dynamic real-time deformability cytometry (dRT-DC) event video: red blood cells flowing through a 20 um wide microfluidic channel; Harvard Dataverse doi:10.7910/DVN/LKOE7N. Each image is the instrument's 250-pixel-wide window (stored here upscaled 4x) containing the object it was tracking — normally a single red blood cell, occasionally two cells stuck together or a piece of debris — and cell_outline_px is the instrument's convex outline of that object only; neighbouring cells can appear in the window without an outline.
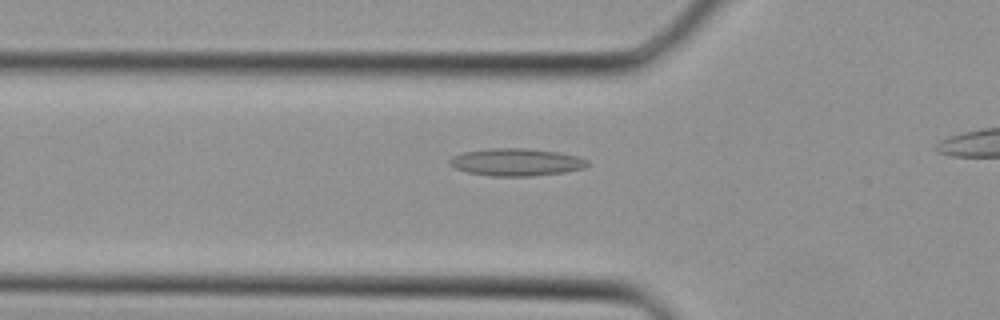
{"species": "Egyptian fruit bat (a non-hibernating species)", "species_latin": "Rousettus aegyptiacus", "temperature_condition": "cold", "stored_images_in_passage": 19, "camera_frame_rate_fps": 3000, "um_per_image_px": 0.085, "animal": {"sex": "female"}, "frame": {"image": 1, "passage_image": 8, "time_ms": 2.333, "image_size_px": [1000, 320], "cell_outline_px": [[588, 164], [584, 168], [564, 172], [532, 176], [492, 176], [468, 172], [456, 168], [448, 164], [448, 160], [452, 156], [464, 152], [488, 148], [528, 148], [560, 152], [580, 156], [588, 160]], "centroid_in_image_um": [43.9, 13.77], "position_along_channel_um": 81.9, "area_um2": 22.2}}
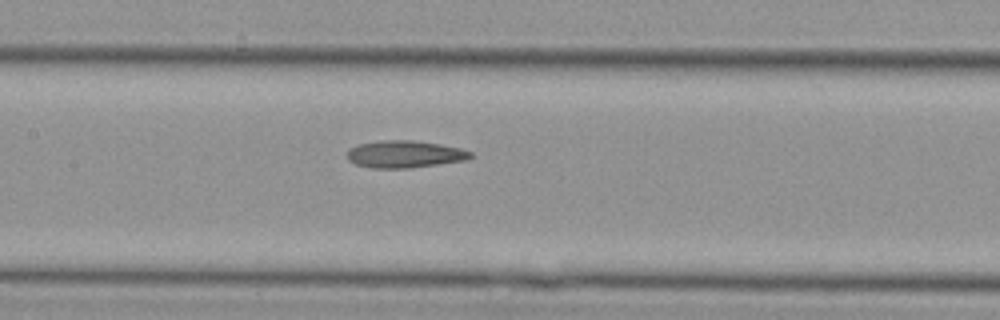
{"frame": {"image": 2, "passage_image": 13, "time_ms": 4.0, "image_size_px": [1000, 320], "cell_outline_px": [[472, 156], [468, 160], [412, 168], [372, 168], [356, 164], [348, 160], [348, 148], [360, 144], [384, 140], [412, 140], [440, 144], [460, 148], [472, 152]], "centroid_in_image_um": [34.42, 13.11], "position_along_channel_um": 173.0, "area_um2": 19.59}}
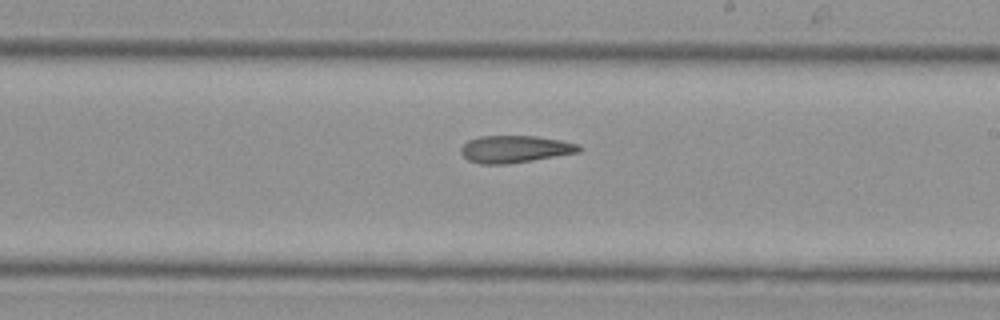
{"frame": {"image": 3, "passage_image": 17, "time_ms": 5.333, "image_size_px": [1000, 320], "cell_outline_px": [[580, 152], [532, 160], [504, 164], [480, 164], [468, 160], [460, 152], [460, 148], [468, 140], [480, 136], [536, 136], [560, 140], [580, 144]], "centroid_in_image_um": [43.75, 12.67], "position_along_channel_um": 245.2, "area_um2": 18.61}}